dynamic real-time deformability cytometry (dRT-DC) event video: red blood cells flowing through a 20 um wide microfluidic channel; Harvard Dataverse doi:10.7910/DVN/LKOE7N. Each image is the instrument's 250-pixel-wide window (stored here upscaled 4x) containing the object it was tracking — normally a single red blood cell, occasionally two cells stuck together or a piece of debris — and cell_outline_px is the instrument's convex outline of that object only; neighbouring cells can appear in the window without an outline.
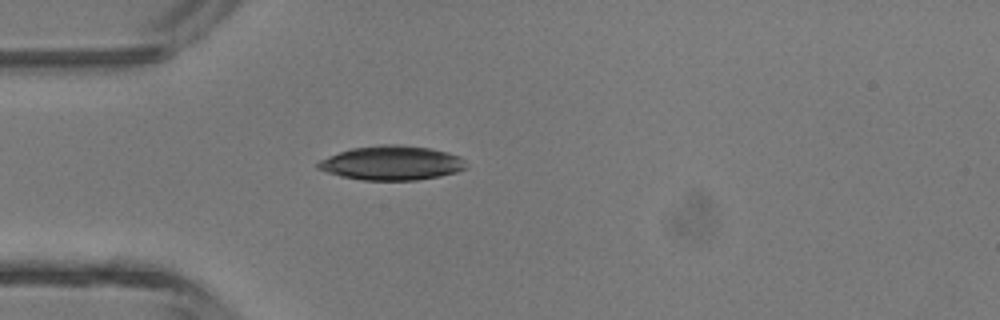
{"species": "common noctule bat (a hibernating species)", "species_latin": "Nyctalus noctula", "temperature_condition": "room temperature", "stored_images_in_passage": 1, "camera_frame_rate_fps": 3000, "um_per_image_px": 0.085, "animal": {"sex": "male", "body_mass_g": 13.3}, "frame": {"image": 1, "passage_image": 1, "time_ms": 0.0, "image_size_px": [1000, 320], "cell_outline_px": [[468, 168], [456, 172], [440, 176], [416, 180], [364, 180], [340, 176], [316, 168], [316, 164], [320, 160], [328, 156], [352, 148], [380, 144], [400, 144], [428, 148], [448, 152], [460, 156], [464, 160]], "centroid_in_image_um": [33.31, 13.85], "position_along_channel_um": 51.7, "area_um2": 29.65}}